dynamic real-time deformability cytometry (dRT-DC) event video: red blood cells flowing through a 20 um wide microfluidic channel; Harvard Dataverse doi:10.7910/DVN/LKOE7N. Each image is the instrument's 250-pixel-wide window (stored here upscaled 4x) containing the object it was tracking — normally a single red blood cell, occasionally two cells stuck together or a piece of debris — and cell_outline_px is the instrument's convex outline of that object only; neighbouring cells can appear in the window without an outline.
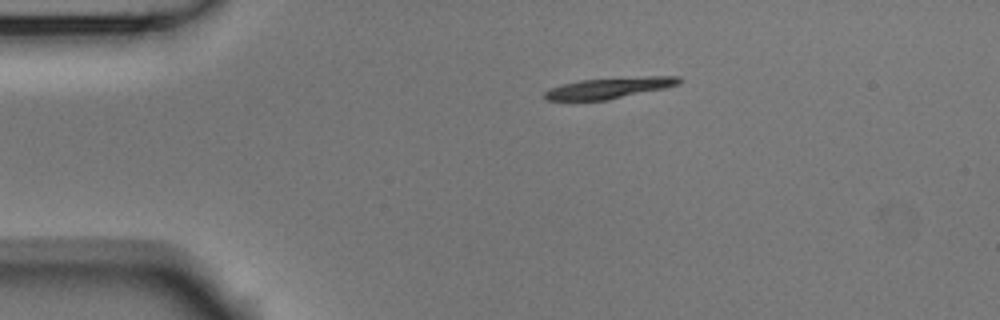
{"species": "Egyptian fruit bat (a non-hibernating species)", "species_latin": "Rousettus aegyptiacus", "temperature_condition": "room temperature", "stored_images_in_passage": 44, "camera_frame_rate_fps": 3000, "um_per_image_px": 0.085, "animal": {"sex": "male"}, "frame": {"image": 1, "passage_image": 1, "time_ms": 0.0, "image_size_px": [1000, 320], "cell_outline_px": [[680, 84], [664, 88], [608, 100], [548, 100], [544, 96], [544, 92], [552, 88], [564, 84], [580, 80], [648, 76], [680, 76]], "centroid_in_image_um": [51.82, 7.47], "position_along_channel_um": 33.2, "area_um2": 16.13}}
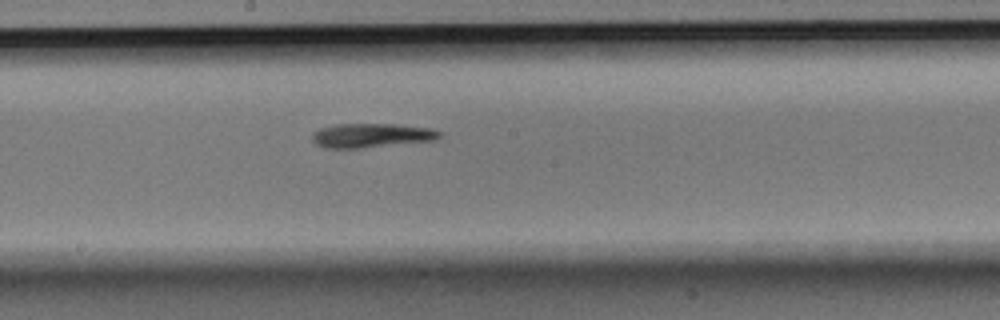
{"frame": {"image": 2, "passage_image": 19, "time_ms": 6.0, "image_size_px": [1000, 320], "cell_outline_px": [[444, 132], [436, 140], [356, 148], [324, 148], [316, 144], [312, 140], [312, 136], [320, 128], [336, 124], [396, 124], [432, 128]], "centroid_in_image_um": [31.61, 11.5], "position_along_channel_um": 216.6, "area_um2": 17.86}}
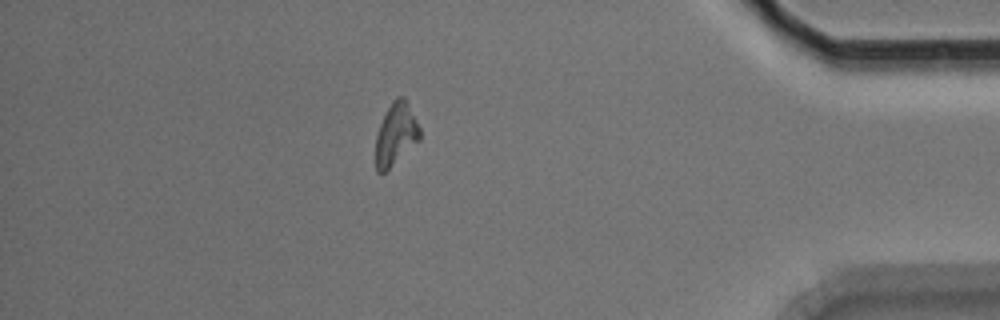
{"frame": {"image": 3, "passage_image": 37, "time_ms": 12.0, "image_size_px": [1000, 320], "cell_outline_px": [[420, 140], [384, 172], [376, 172], [376, 136], [380, 124], [392, 100], [396, 96], [404, 96], [420, 128]], "centroid_in_image_um": [33.65, 11.38], "position_along_channel_um": 401.6, "area_um2": 15.72}}